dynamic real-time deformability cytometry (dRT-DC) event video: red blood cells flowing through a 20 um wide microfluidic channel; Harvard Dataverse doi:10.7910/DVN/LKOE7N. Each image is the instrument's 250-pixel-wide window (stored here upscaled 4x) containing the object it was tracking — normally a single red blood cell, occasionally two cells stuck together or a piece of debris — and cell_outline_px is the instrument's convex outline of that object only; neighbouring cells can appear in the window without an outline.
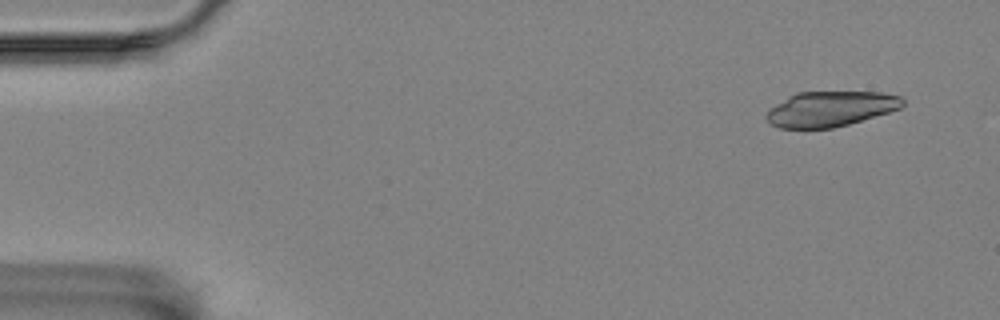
{"species": "Egyptian fruit bat (a non-hibernating species)", "species_latin": "Rousettus aegyptiacus", "temperature_condition": "room temperature", "stored_images_in_passage": 56, "segment_of_instrument_passage": [1, 2], "camera_frame_rate_fps": 3000, "um_per_image_px": 0.085, "animal": {"sex": "female"}, "frame": {"image": 1, "passage_image": 4, "time_ms": 1.0, "image_size_px": [1000, 320], "cell_outline_px": [[904, 104], [900, 108], [888, 112], [848, 124], [832, 128], [780, 128], [772, 124], [764, 116], [776, 104], [788, 96], [796, 92], [884, 92], [900, 96], [904, 100]], "centroid_in_image_um": [70.6, 9.24], "position_along_channel_um": 14.4, "area_um2": 27.74}}
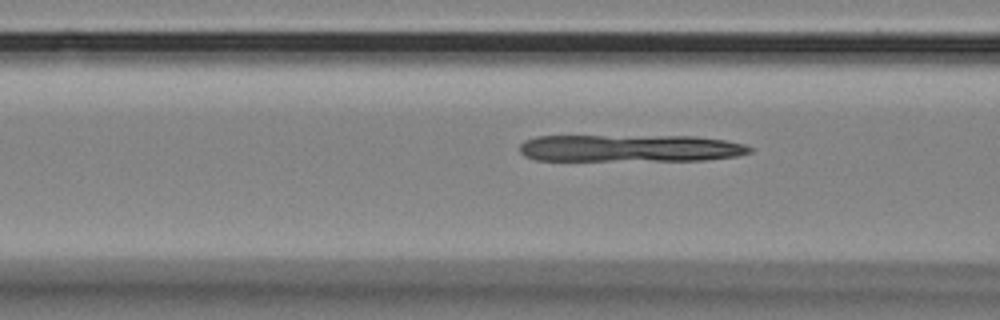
{"frame": {"image": 2, "passage_image": 22, "time_ms": 7.0, "image_size_px": [1000, 320], "cell_outline_px": [[752, 152], [736, 156], [704, 160], [536, 160], [524, 156], [520, 152], [520, 144], [524, 140], [536, 136], [696, 136], [724, 140], [744, 144], [752, 148]], "centroid_in_image_um": [53.54, 12.59], "position_along_channel_um": 113.1, "area_um2": 36.53}}